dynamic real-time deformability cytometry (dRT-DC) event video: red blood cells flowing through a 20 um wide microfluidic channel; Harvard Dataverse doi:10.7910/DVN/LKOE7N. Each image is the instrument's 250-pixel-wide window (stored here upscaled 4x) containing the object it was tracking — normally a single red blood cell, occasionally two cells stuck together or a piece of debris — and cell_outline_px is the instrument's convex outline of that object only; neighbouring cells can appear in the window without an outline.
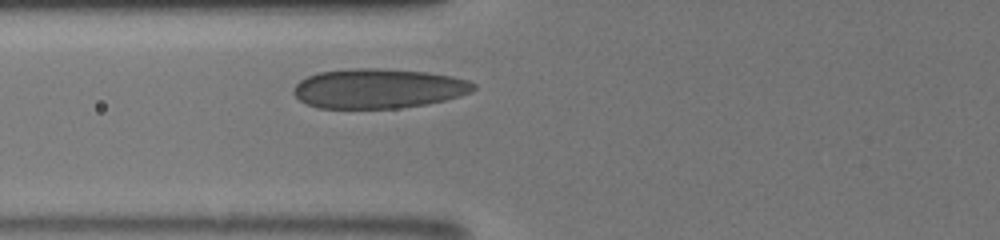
{"species": "human", "species_latin": "Homo sapiens", "temperature_condition": "room temperature", "stored_images_in_passage": 5, "camera_frame_rate_fps": 3000, "um_per_image_px": 0.085, "donor": {"sex": "male"}, "frame": {"image": 1, "passage_image": 5, "time_ms": 2.0, "image_size_px": [1000, 240], "cell_outline_px": [[476, 88], [472, 92], [460, 96], [428, 104], [396, 108], [316, 108], [300, 100], [292, 92], [292, 88], [300, 80], [308, 76], [320, 72], [348, 68], [376, 68], [428, 72], [452, 76], [468, 80], [476, 84]], "centroid_in_image_um": [32.17, 7.52], "position_along_channel_um": 93.6, "area_um2": 41.79}}